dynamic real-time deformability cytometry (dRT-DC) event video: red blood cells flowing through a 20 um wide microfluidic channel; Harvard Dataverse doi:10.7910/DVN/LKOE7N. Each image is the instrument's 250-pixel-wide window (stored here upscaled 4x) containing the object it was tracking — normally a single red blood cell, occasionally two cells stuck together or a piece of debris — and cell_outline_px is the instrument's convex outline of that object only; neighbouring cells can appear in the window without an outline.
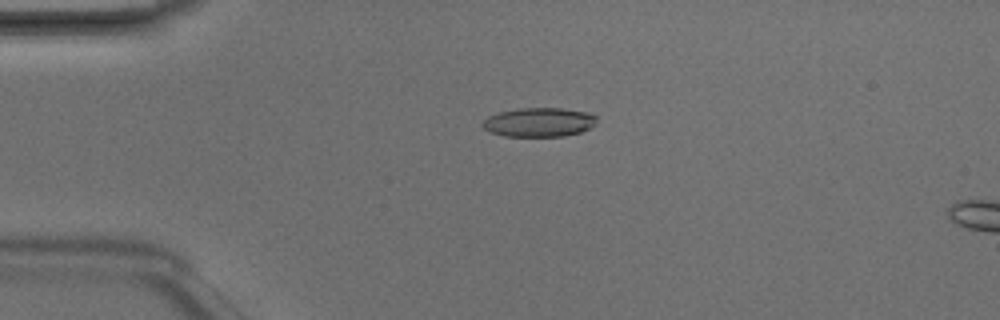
{"species": "Egyptian fruit bat (a non-hibernating species)", "species_latin": "Rousettus aegyptiacus", "temperature_condition": "room temperature", "stored_images_in_passage": 4, "camera_frame_rate_fps": 3000, "um_per_image_px": 0.085, "animal": {"sex": "male"}, "frame": {"image": 1, "passage_image": 3, "time_ms": 0.667, "image_size_px": [1000, 320], "cell_outline_px": [[596, 124], [580, 132], [564, 136], [504, 136], [492, 132], [484, 128], [480, 124], [488, 116], [500, 112], [520, 108], [560, 108], [588, 112], [596, 116]], "centroid_in_image_um": [45.82, 10.38], "position_along_channel_um": 39.2, "area_um2": 19.25}}